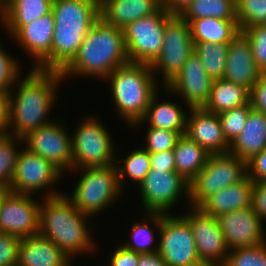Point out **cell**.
Here are the masks:
<instances>
[{"mask_svg": "<svg viewBox=\"0 0 266 266\" xmlns=\"http://www.w3.org/2000/svg\"><path fill=\"white\" fill-rule=\"evenodd\" d=\"M30 69L24 78L20 77L14 84L17 90L12 88L9 92L6 133L19 139L54 120L48 114L58 99L56 92L59 84L64 80L59 71Z\"/></svg>", "mask_w": 266, "mask_h": 266, "instance_id": "1", "label": "cell"}, {"mask_svg": "<svg viewBox=\"0 0 266 266\" xmlns=\"http://www.w3.org/2000/svg\"><path fill=\"white\" fill-rule=\"evenodd\" d=\"M55 18L50 54L35 68L62 72L78 54L85 35L101 17L96 0H53Z\"/></svg>", "mask_w": 266, "mask_h": 266, "instance_id": "2", "label": "cell"}, {"mask_svg": "<svg viewBox=\"0 0 266 266\" xmlns=\"http://www.w3.org/2000/svg\"><path fill=\"white\" fill-rule=\"evenodd\" d=\"M42 201L39 234L54 242L71 259L81 253L92 254L97 242L91 236L94 226H87L91 217L80 212L64 193L43 197Z\"/></svg>", "mask_w": 266, "mask_h": 266, "instance_id": "3", "label": "cell"}, {"mask_svg": "<svg viewBox=\"0 0 266 266\" xmlns=\"http://www.w3.org/2000/svg\"><path fill=\"white\" fill-rule=\"evenodd\" d=\"M127 63L123 29L100 17L85 35L76 57L61 74L64 80L84 75L103 81L117 67Z\"/></svg>", "mask_w": 266, "mask_h": 266, "instance_id": "4", "label": "cell"}, {"mask_svg": "<svg viewBox=\"0 0 266 266\" xmlns=\"http://www.w3.org/2000/svg\"><path fill=\"white\" fill-rule=\"evenodd\" d=\"M104 82L110 83L118 116L130 127L144 117L152 97L160 88L147 63L129 62L117 67Z\"/></svg>", "mask_w": 266, "mask_h": 266, "instance_id": "5", "label": "cell"}, {"mask_svg": "<svg viewBox=\"0 0 266 266\" xmlns=\"http://www.w3.org/2000/svg\"><path fill=\"white\" fill-rule=\"evenodd\" d=\"M80 174L73 193H65L75 207L89 217H96L122 199L124 191L119 184L118 170L115 164L108 166L84 167L74 169Z\"/></svg>", "mask_w": 266, "mask_h": 266, "instance_id": "6", "label": "cell"}, {"mask_svg": "<svg viewBox=\"0 0 266 266\" xmlns=\"http://www.w3.org/2000/svg\"><path fill=\"white\" fill-rule=\"evenodd\" d=\"M89 116L78 123L79 125L76 124L74 134H71L72 170L116 163L117 147H114V142H112L113 137L109 133L111 131L107 130V126L103 124L101 118Z\"/></svg>", "mask_w": 266, "mask_h": 266, "instance_id": "7", "label": "cell"}, {"mask_svg": "<svg viewBox=\"0 0 266 266\" xmlns=\"http://www.w3.org/2000/svg\"><path fill=\"white\" fill-rule=\"evenodd\" d=\"M247 176V162L231 153L212 154L189 183V203L199 207L208 197Z\"/></svg>", "mask_w": 266, "mask_h": 266, "instance_id": "8", "label": "cell"}, {"mask_svg": "<svg viewBox=\"0 0 266 266\" xmlns=\"http://www.w3.org/2000/svg\"><path fill=\"white\" fill-rule=\"evenodd\" d=\"M194 53V42L189 23L180 15L170 14L166 18L164 42L160 54L150 64L152 72H161L163 86H167L181 71L188 57Z\"/></svg>", "mask_w": 266, "mask_h": 266, "instance_id": "9", "label": "cell"}, {"mask_svg": "<svg viewBox=\"0 0 266 266\" xmlns=\"http://www.w3.org/2000/svg\"><path fill=\"white\" fill-rule=\"evenodd\" d=\"M170 13L162 5L157 11L128 24L123 29L130 63L151 64L160 54Z\"/></svg>", "mask_w": 266, "mask_h": 266, "instance_id": "10", "label": "cell"}, {"mask_svg": "<svg viewBox=\"0 0 266 266\" xmlns=\"http://www.w3.org/2000/svg\"><path fill=\"white\" fill-rule=\"evenodd\" d=\"M158 253L167 266H204L198 257L189 222L182 215L162 213Z\"/></svg>", "mask_w": 266, "mask_h": 266, "instance_id": "11", "label": "cell"}, {"mask_svg": "<svg viewBox=\"0 0 266 266\" xmlns=\"http://www.w3.org/2000/svg\"><path fill=\"white\" fill-rule=\"evenodd\" d=\"M63 175L51 162L38 154L30 152L26 147H21L15 175L8 190L32 195H37V191L41 193L45 191L44 197L57 196L62 193L54 190V185Z\"/></svg>", "mask_w": 266, "mask_h": 266, "instance_id": "12", "label": "cell"}, {"mask_svg": "<svg viewBox=\"0 0 266 266\" xmlns=\"http://www.w3.org/2000/svg\"><path fill=\"white\" fill-rule=\"evenodd\" d=\"M137 187L141 192L139 196L145 213L169 214V210L179 202L180 197H186V204L190 205L189 183L175 171L150 170Z\"/></svg>", "mask_w": 266, "mask_h": 266, "instance_id": "13", "label": "cell"}, {"mask_svg": "<svg viewBox=\"0 0 266 266\" xmlns=\"http://www.w3.org/2000/svg\"><path fill=\"white\" fill-rule=\"evenodd\" d=\"M56 120L30 132L23 138V145L51 162L63 174L73 172L72 137L63 123Z\"/></svg>", "mask_w": 266, "mask_h": 266, "instance_id": "14", "label": "cell"}, {"mask_svg": "<svg viewBox=\"0 0 266 266\" xmlns=\"http://www.w3.org/2000/svg\"><path fill=\"white\" fill-rule=\"evenodd\" d=\"M182 216L189 222L198 257L204 266H224L229 249L217 218L199 207L188 206Z\"/></svg>", "mask_w": 266, "mask_h": 266, "instance_id": "15", "label": "cell"}, {"mask_svg": "<svg viewBox=\"0 0 266 266\" xmlns=\"http://www.w3.org/2000/svg\"><path fill=\"white\" fill-rule=\"evenodd\" d=\"M7 190L0 202V232L20 238L39 234L41 201Z\"/></svg>", "mask_w": 266, "mask_h": 266, "instance_id": "16", "label": "cell"}, {"mask_svg": "<svg viewBox=\"0 0 266 266\" xmlns=\"http://www.w3.org/2000/svg\"><path fill=\"white\" fill-rule=\"evenodd\" d=\"M213 81L200 58L192 53L178 75L167 86L161 87L167 90L164 93H174L184 100L188 109L201 108L208 101Z\"/></svg>", "mask_w": 266, "mask_h": 266, "instance_id": "17", "label": "cell"}, {"mask_svg": "<svg viewBox=\"0 0 266 266\" xmlns=\"http://www.w3.org/2000/svg\"><path fill=\"white\" fill-rule=\"evenodd\" d=\"M216 218L229 250L266 242L264 223L252 207L218 215Z\"/></svg>", "mask_w": 266, "mask_h": 266, "instance_id": "18", "label": "cell"}, {"mask_svg": "<svg viewBox=\"0 0 266 266\" xmlns=\"http://www.w3.org/2000/svg\"><path fill=\"white\" fill-rule=\"evenodd\" d=\"M185 135L210 155L229 153L230 144L223 135L218 114L201 108L187 109Z\"/></svg>", "mask_w": 266, "mask_h": 266, "instance_id": "19", "label": "cell"}, {"mask_svg": "<svg viewBox=\"0 0 266 266\" xmlns=\"http://www.w3.org/2000/svg\"><path fill=\"white\" fill-rule=\"evenodd\" d=\"M261 73L255 63L248 38L240 32L229 43L223 79L242 85L251 91Z\"/></svg>", "mask_w": 266, "mask_h": 266, "instance_id": "20", "label": "cell"}, {"mask_svg": "<svg viewBox=\"0 0 266 266\" xmlns=\"http://www.w3.org/2000/svg\"><path fill=\"white\" fill-rule=\"evenodd\" d=\"M55 18L51 11L41 18L22 26L12 37L20 48L33 58L36 68L51 52Z\"/></svg>", "mask_w": 266, "mask_h": 266, "instance_id": "21", "label": "cell"}, {"mask_svg": "<svg viewBox=\"0 0 266 266\" xmlns=\"http://www.w3.org/2000/svg\"><path fill=\"white\" fill-rule=\"evenodd\" d=\"M72 259L42 235L21 238L17 266H73Z\"/></svg>", "mask_w": 266, "mask_h": 266, "instance_id": "22", "label": "cell"}, {"mask_svg": "<svg viewBox=\"0 0 266 266\" xmlns=\"http://www.w3.org/2000/svg\"><path fill=\"white\" fill-rule=\"evenodd\" d=\"M253 185L254 181L246 176L241 182L215 192L199 208L206 214L217 217L238 209L252 207Z\"/></svg>", "mask_w": 266, "mask_h": 266, "instance_id": "23", "label": "cell"}, {"mask_svg": "<svg viewBox=\"0 0 266 266\" xmlns=\"http://www.w3.org/2000/svg\"><path fill=\"white\" fill-rule=\"evenodd\" d=\"M163 0H104L100 15L109 24L124 29L128 24L157 11Z\"/></svg>", "mask_w": 266, "mask_h": 266, "instance_id": "24", "label": "cell"}, {"mask_svg": "<svg viewBox=\"0 0 266 266\" xmlns=\"http://www.w3.org/2000/svg\"><path fill=\"white\" fill-rule=\"evenodd\" d=\"M266 149V115L252 109L245 126L230 144L229 153L247 162Z\"/></svg>", "mask_w": 266, "mask_h": 266, "instance_id": "25", "label": "cell"}, {"mask_svg": "<svg viewBox=\"0 0 266 266\" xmlns=\"http://www.w3.org/2000/svg\"><path fill=\"white\" fill-rule=\"evenodd\" d=\"M53 0H7L2 6L1 27L11 38L22 26L52 11Z\"/></svg>", "mask_w": 266, "mask_h": 266, "instance_id": "26", "label": "cell"}, {"mask_svg": "<svg viewBox=\"0 0 266 266\" xmlns=\"http://www.w3.org/2000/svg\"><path fill=\"white\" fill-rule=\"evenodd\" d=\"M156 92L149 103L144 117L134 123L131 127H138L148 122L149 127L158 129H168L184 135L186 132L187 110H183L182 105L163 99L160 101L159 94Z\"/></svg>", "mask_w": 266, "mask_h": 266, "instance_id": "27", "label": "cell"}, {"mask_svg": "<svg viewBox=\"0 0 266 266\" xmlns=\"http://www.w3.org/2000/svg\"><path fill=\"white\" fill-rule=\"evenodd\" d=\"M184 20L189 23L194 43L229 44L241 32L237 20H222L214 17Z\"/></svg>", "mask_w": 266, "mask_h": 266, "instance_id": "28", "label": "cell"}, {"mask_svg": "<svg viewBox=\"0 0 266 266\" xmlns=\"http://www.w3.org/2000/svg\"><path fill=\"white\" fill-rule=\"evenodd\" d=\"M173 150L175 172L188 183L196 177L210 156L204 148L185 134L179 137Z\"/></svg>", "mask_w": 266, "mask_h": 266, "instance_id": "29", "label": "cell"}, {"mask_svg": "<svg viewBox=\"0 0 266 266\" xmlns=\"http://www.w3.org/2000/svg\"><path fill=\"white\" fill-rule=\"evenodd\" d=\"M250 101V91L244 86L225 79L213 81L208 101L204 109L220 114L232 108L240 107Z\"/></svg>", "mask_w": 266, "mask_h": 266, "instance_id": "30", "label": "cell"}, {"mask_svg": "<svg viewBox=\"0 0 266 266\" xmlns=\"http://www.w3.org/2000/svg\"><path fill=\"white\" fill-rule=\"evenodd\" d=\"M146 214L147 215L145 216H147V218L145 217L144 219L148 220H146L145 222L137 221L131 224V229L129 232L130 240H126L122 245L124 248L137 252L139 254L158 252L159 248V242H156V240L159 241V237L155 238V236L157 231H160L162 213L146 212ZM148 221H150L151 224ZM154 227L157 231H155Z\"/></svg>", "mask_w": 266, "mask_h": 266, "instance_id": "31", "label": "cell"}, {"mask_svg": "<svg viewBox=\"0 0 266 266\" xmlns=\"http://www.w3.org/2000/svg\"><path fill=\"white\" fill-rule=\"evenodd\" d=\"M116 167L118 170L119 184L123 191L126 189L124 185L128 183L129 179L131 181L134 180L133 182H136L135 184L139 186L151 169L150 153L142 147L132 149L126 157L122 159L116 158Z\"/></svg>", "mask_w": 266, "mask_h": 266, "instance_id": "32", "label": "cell"}, {"mask_svg": "<svg viewBox=\"0 0 266 266\" xmlns=\"http://www.w3.org/2000/svg\"><path fill=\"white\" fill-rule=\"evenodd\" d=\"M183 19L214 17L237 20L236 0H194L180 14Z\"/></svg>", "mask_w": 266, "mask_h": 266, "instance_id": "33", "label": "cell"}, {"mask_svg": "<svg viewBox=\"0 0 266 266\" xmlns=\"http://www.w3.org/2000/svg\"><path fill=\"white\" fill-rule=\"evenodd\" d=\"M229 44L194 43V53L213 79H223Z\"/></svg>", "mask_w": 266, "mask_h": 266, "instance_id": "34", "label": "cell"}, {"mask_svg": "<svg viewBox=\"0 0 266 266\" xmlns=\"http://www.w3.org/2000/svg\"><path fill=\"white\" fill-rule=\"evenodd\" d=\"M17 141V142H16ZM23 143V139L14 137L12 134H0V186L8 189L17 167V160Z\"/></svg>", "mask_w": 266, "mask_h": 266, "instance_id": "35", "label": "cell"}, {"mask_svg": "<svg viewBox=\"0 0 266 266\" xmlns=\"http://www.w3.org/2000/svg\"><path fill=\"white\" fill-rule=\"evenodd\" d=\"M236 16L240 31L266 24V0H236Z\"/></svg>", "mask_w": 266, "mask_h": 266, "instance_id": "36", "label": "cell"}, {"mask_svg": "<svg viewBox=\"0 0 266 266\" xmlns=\"http://www.w3.org/2000/svg\"><path fill=\"white\" fill-rule=\"evenodd\" d=\"M252 109V105L249 101L243 106L232 108L218 114L223 135L229 144L240 134Z\"/></svg>", "mask_w": 266, "mask_h": 266, "instance_id": "37", "label": "cell"}, {"mask_svg": "<svg viewBox=\"0 0 266 266\" xmlns=\"http://www.w3.org/2000/svg\"><path fill=\"white\" fill-rule=\"evenodd\" d=\"M224 266H266V242L229 250Z\"/></svg>", "mask_w": 266, "mask_h": 266, "instance_id": "38", "label": "cell"}, {"mask_svg": "<svg viewBox=\"0 0 266 266\" xmlns=\"http://www.w3.org/2000/svg\"><path fill=\"white\" fill-rule=\"evenodd\" d=\"M4 43L0 37V90L9 93L21 77V63L15 59V56H11V53L6 52Z\"/></svg>", "mask_w": 266, "mask_h": 266, "instance_id": "39", "label": "cell"}, {"mask_svg": "<svg viewBox=\"0 0 266 266\" xmlns=\"http://www.w3.org/2000/svg\"><path fill=\"white\" fill-rule=\"evenodd\" d=\"M146 129V141L143 149L150 154L173 150L177 140L181 136L178 132L168 129H158L149 126Z\"/></svg>", "mask_w": 266, "mask_h": 266, "instance_id": "40", "label": "cell"}, {"mask_svg": "<svg viewBox=\"0 0 266 266\" xmlns=\"http://www.w3.org/2000/svg\"><path fill=\"white\" fill-rule=\"evenodd\" d=\"M249 40L257 67L266 70V24L248 27L241 31Z\"/></svg>", "mask_w": 266, "mask_h": 266, "instance_id": "41", "label": "cell"}, {"mask_svg": "<svg viewBox=\"0 0 266 266\" xmlns=\"http://www.w3.org/2000/svg\"><path fill=\"white\" fill-rule=\"evenodd\" d=\"M21 238L0 232V266H17Z\"/></svg>", "mask_w": 266, "mask_h": 266, "instance_id": "42", "label": "cell"}, {"mask_svg": "<svg viewBox=\"0 0 266 266\" xmlns=\"http://www.w3.org/2000/svg\"><path fill=\"white\" fill-rule=\"evenodd\" d=\"M250 103L253 109L266 115V74L264 72L250 91Z\"/></svg>", "mask_w": 266, "mask_h": 266, "instance_id": "43", "label": "cell"}, {"mask_svg": "<svg viewBox=\"0 0 266 266\" xmlns=\"http://www.w3.org/2000/svg\"><path fill=\"white\" fill-rule=\"evenodd\" d=\"M247 176L255 181H266V149L247 161Z\"/></svg>", "mask_w": 266, "mask_h": 266, "instance_id": "44", "label": "cell"}, {"mask_svg": "<svg viewBox=\"0 0 266 266\" xmlns=\"http://www.w3.org/2000/svg\"><path fill=\"white\" fill-rule=\"evenodd\" d=\"M139 253L128 250L121 245L109 256L108 266H137Z\"/></svg>", "mask_w": 266, "mask_h": 266, "instance_id": "45", "label": "cell"}, {"mask_svg": "<svg viewBox=\"0 0 266 266\" xmlns=\"http://www.w3.org/2000/svg\"><path fill=\"white\" fill-rule=\"evenodd\" d=\"M252 208L263 222L266 221V181L254 182Z\"/></svg>", "mask_w": 266, "mask_h": 266, "instance_id": "46", "label": "cell"}, {"mask_svg": "<svg viewBox=\"0 0 266 266\" xmlns=\"http://www.w3.org/2000/svg\"><path fill=\"white\" fill-rule=\"evenodd\" d=\"M150 170L175 171L174 150L150 154Z\"/></svg>", "mask_w": 266, "mask_h": 266, "instance_id": "47", "label": "cell"}, {"mask_svg": "<svg viewBox=\"0 0 266 266\" xmlns=\"http://www.w3.org/2000/svg\"><path fill=\"white\" fill-rule=\"evenodd\" d=\"M9 93L0 90V134L8 128Z\"/></svg>", "mask_w": 266, "mask_h": 266, "instance_id": "48", "label": "cell"}, {"mask_svg": "<svg viewBox=\"0 0 266 266\" xmlns=\"http://www.w3.org/2000/svg\"><path fill=\"white\" fill-rule=\"evenodd\" d=\"M137 266H167L158 252L139 254Z\"/></svg>", "mask_w": 266, "mask_h": 266, "instance_id": "49", "label": "cell"}, {"mask_svg": "<svg viewBox=\"0 0 266 266\" xmlns=\"http://www.w3.org/2000/svg\"><path fill=\"white\" fill-rule=\"evenodd\" d=\"M194 0H163L164 8L172 15H180Z\"/></svg>", "mask_w": 266, "mask_h": 266, "instance_id": "50", "label": "cell"}, {"mask_svg": "<svg viewBox=\"0 0 266 266\" xmlns=\"http://www.w3.org/2000/svg\"><path fill=\"white\" fill-rule=\"evenodd\" d=\"M7 190H8L7 188L0 186V202H1V197L3 196V194H4Z\"/></svg>", "mask_w": 266, "mask_h": 266, "instance_id": "51", "label": "cell"}, {"mask_svg": "<svg viewBox=\"0 0 266 266\" xmlns=\"http://www.w3.org/2000/svg\"><path fill=\"white\" fill-rule=\"evenodd\" d=\"M0 22H2V6L0 5Z\"/></svg>", "mask_w": 266, "mask_h": 266, "instance_id": "52", "label": "cell"}, {"mask_svg": "<svg viewBox=\"0 0 266 266\" xmlns=\"http://www.w3.org/2000/svg\"><path fill=\"white\" fill-rule=\"evenodd\" d=\"M6 2L7 0H0V5L3 6Z\"/></svg>", "mask_w": 266, "mask_h": 266, "instance_id": "53", "label": "cell"}, {"mask_svg": "<svg viewBox=\"0 0 266 266\" xmlns=\"http://www.w3.org/2000/svg\"><path fill=\"white\" fill-rule=\"evenodd\" d=\"M97 2H99L100 4L104 1V0H96Z\"/></svg>", "mask_w": 266, "mask_h": 266, "instance_id": "54", "label": "cell"}]
</instances>
